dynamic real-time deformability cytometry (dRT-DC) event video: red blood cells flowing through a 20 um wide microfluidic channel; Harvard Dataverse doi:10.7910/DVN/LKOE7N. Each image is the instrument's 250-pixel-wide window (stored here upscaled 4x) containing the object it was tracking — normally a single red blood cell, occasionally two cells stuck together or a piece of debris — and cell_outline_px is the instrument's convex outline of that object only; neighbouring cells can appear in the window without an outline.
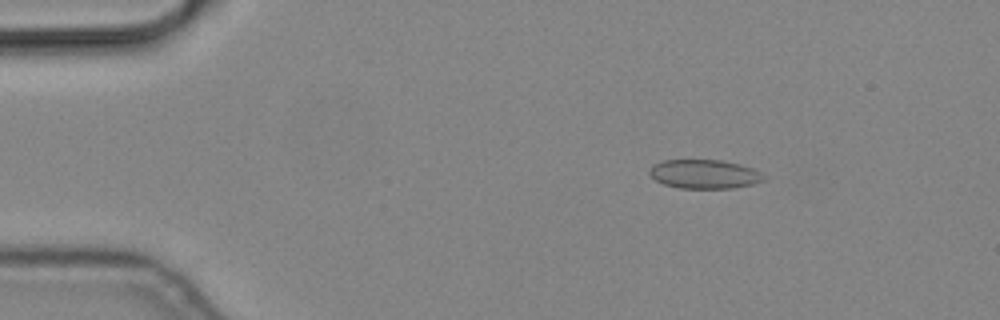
{"species": "common noctule bat (a hibernating species)", "species_latin": "Nyctalus noctula", "temperature_condition": "cold", "stored_images_in_passage": 3, "camera_frame_rate_fps": 3000, "um_per_image_px": 0.085, "animal": {"sex": "male", "body_mass_g": 19.2, "forearm_length_mm": 51.8}, "frame": {"image": 1, "passage_image": 2, "time_ms": 0.333, "image_size_px": [1000, 320], "cell_outline_px": [[768, 176], [764, 180], [752, 184], [732, 188], [680, 188], [664, 184], [656, 180], [648, 172], [652, 164], [664, 160], [720, 160], [740, 164], [752, 168]], "centroid_in_image_um": [59.88, 14.79], "position_along_channel_um": 25.1, "area_um2": 19.31}}